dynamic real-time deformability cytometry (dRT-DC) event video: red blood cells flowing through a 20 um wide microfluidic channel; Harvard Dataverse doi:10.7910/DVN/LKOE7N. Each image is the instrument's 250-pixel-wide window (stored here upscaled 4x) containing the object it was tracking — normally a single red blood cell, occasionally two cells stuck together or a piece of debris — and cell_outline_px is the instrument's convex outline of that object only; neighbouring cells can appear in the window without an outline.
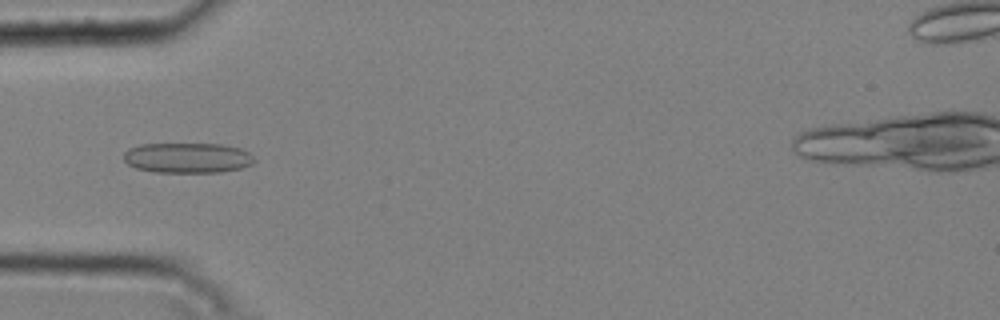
{"species": "common noctule bat (a hibernating species)", "species_latin": "Nyctalus noctula", "temperature_condition": "cold", "stored_images_in_passage": 20, "camera_frame_rate_fps": 3000, "um_per_image_px": 0.085, "animal": {"sex": "male", "body_mass_g": 20.4}, "frame": {"image": 1, "passage_image": 17, "time_ms": 5.333, "image_size_px": [1000, 320], "cell_outline_px": [[256, 160], [252, 164], [240, 168], [220, 172], [156, 172], [136, 168], [128, 164], [124, 160], [124, 152], [128, 148], [140, 144], [220, 144], [240, 148], [248, 152]], "centroid_in_image_um": [15.92, 13.41], "position_along_channel_um": 69.1, "area_um2": 23.0}}
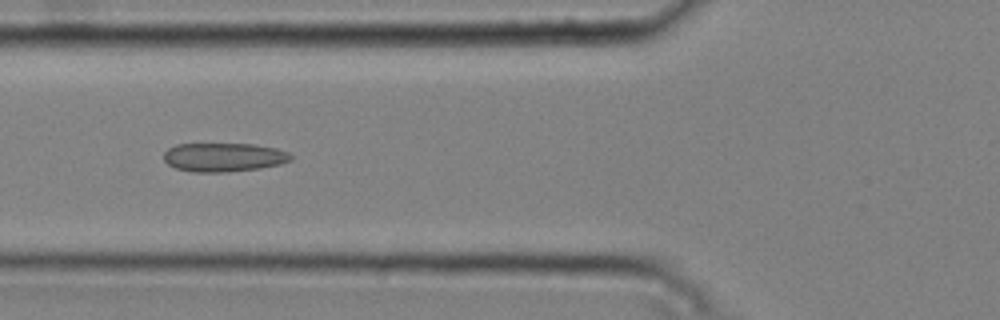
{"frame": {"image": 2, "passage_image": 20, "time_ms": 6.333, "image_size_px": [1000, 320], "cell_outline_px": [[292, 160], [280, 164], [260, 168], [228, 172], [192, 172], [176, 168], [168, 164], [164, 160], [164, 152], [168, 148], [176, 144], [252, 144], [276, 148], [288, 152], [292, 156]], "centroid_in_image_um": [19.01, 13.37], "position_along_channel_um": 106.8, "area_um2": 21.39}}